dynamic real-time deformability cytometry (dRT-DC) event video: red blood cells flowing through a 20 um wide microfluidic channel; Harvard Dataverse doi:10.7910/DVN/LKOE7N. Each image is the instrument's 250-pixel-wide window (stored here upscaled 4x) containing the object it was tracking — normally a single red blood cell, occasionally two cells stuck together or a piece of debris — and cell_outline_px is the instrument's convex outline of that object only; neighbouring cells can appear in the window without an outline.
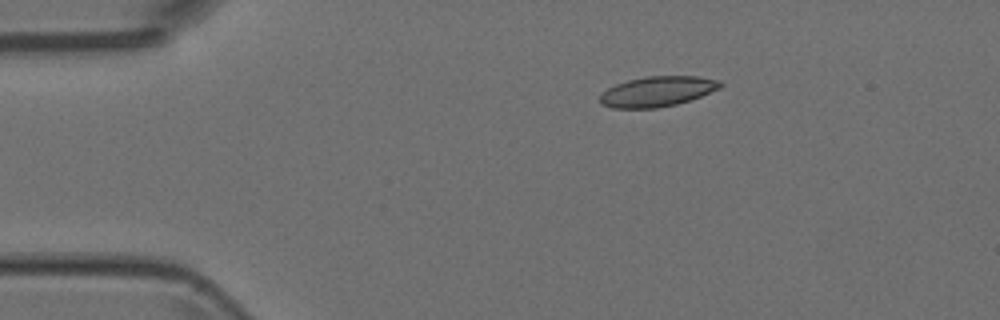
{"species": "Egyptian fruit bat (a non-hibernating species)", "species_latin": "Rousettus aegyptiacus", "temperature_condition": "room temperature", "stored_images_in_passage": 8, "camera_frame_rate_fps": 3000, "um_per_image_px": 0.085, "animal": {"sex": "female"}, "frame": {"image": 1, "passage_image": 3, "time_ms": 0.667, "image_size_px": [1000, 320], "cell_outline_px": [[724, 84], [720, 88], [692, 100], [676, 104], [656, 108], [612, 108], [600, 104], [600, 96], [608, 88], [616, 84], [628, 80], [644, 76], [700, 76], [720, 80]], "centroid_in_image_um": [55.91, 7.77], "position_along_channel_um": 29.1, "area_um2": 21.33}}
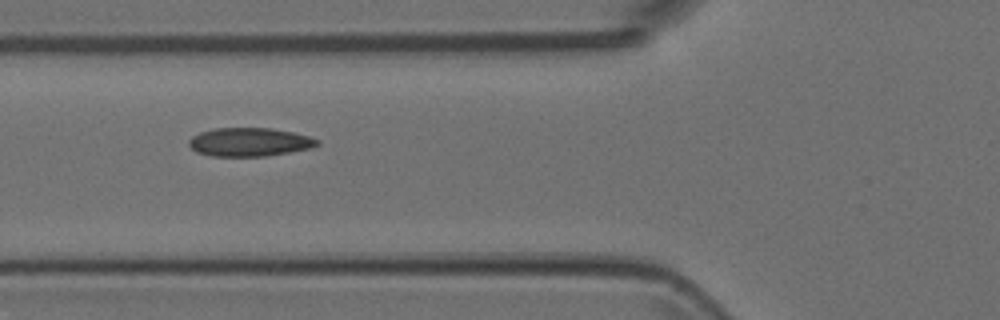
{"frame": {"image": 2, "passage_image": 6, "time_ms": 1.667, "image_size_px": [1000, 320], "cell_outline_px": [[320, 144], [312, 148], [264, 156], [212, 156], [196, 152], [188, 144], [188, 140], [192, 136], [200, 132], [216, 128], [272, 128], [292, 132], [308, 136], [320, 140]], "centroid_in_image_um": [21.2, 12.07], "position_along_channel_um": 104.6, "area_um2": 21.33}}
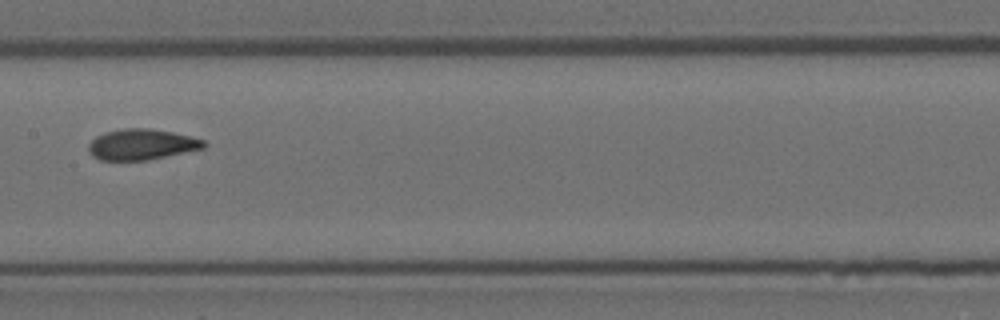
{"frame": {"image": 3, "passage_image": 8, "time_ms": 2.333, "image_size_px": [1000, 320], "cell_outline_px": [[208, 144], [204, 148], [148, 160], [100, 160], [92, 156], [88, 152], [88, 144], [96, 136], [104, 132], [124, 128], [148, 128], [172, 132], [192, 136], [204, 140]], "centroid_in_image_um": [12.03, 12.27], "position_along_channel_um": 195.4, "area_um2": 20.81}}